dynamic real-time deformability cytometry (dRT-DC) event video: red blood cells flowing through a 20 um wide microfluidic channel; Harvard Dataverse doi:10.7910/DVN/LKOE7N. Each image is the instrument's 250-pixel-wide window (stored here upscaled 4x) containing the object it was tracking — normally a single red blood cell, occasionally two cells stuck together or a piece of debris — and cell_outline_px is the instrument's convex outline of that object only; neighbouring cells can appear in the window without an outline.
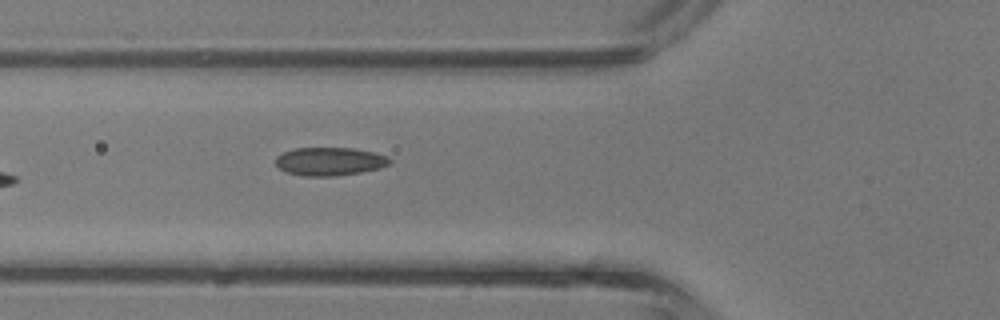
{"species": "common noctule bat (a hibernating species)", "species_latin": "Nyctalus noctula", "temperature_condition": "room temperature", "stored_images_in_passage": 4, "camera_frame_rate_fps": 3000, "um_per_image_px": 0.085, "animal": {"sex": "male", "body_mass_g": 13.3}, "frame": {"image": 1, "passage_image": 4, "time_ms": 1.0, "image_size_px": [1000, 320], "cell_outline_px": [[392, 164], [380, 168], [360, 172], [336, 176], [304, 176], [288, 172], [280, 168], [276, 164], [276, 156], [292, 148], [356, 148], [388, 156], [392, 160]], "centroid_in_image_um": [28.06, 13.71], "position_along_channel_um": 97.7, "area_um2": 18.84}}